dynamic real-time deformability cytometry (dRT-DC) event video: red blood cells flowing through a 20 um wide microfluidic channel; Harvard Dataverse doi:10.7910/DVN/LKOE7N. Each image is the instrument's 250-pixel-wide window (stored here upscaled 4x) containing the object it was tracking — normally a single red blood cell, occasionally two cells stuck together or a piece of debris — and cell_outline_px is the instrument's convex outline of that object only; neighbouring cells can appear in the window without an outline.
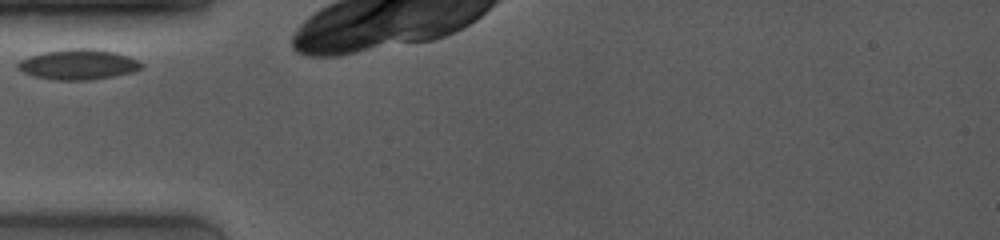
{"species": "common noctule bat (a hibernating species)", "species_latin": "Nyctalus noctula", "temperature_condition": "room temperature", "stored_images_in_passage": 36, "camera_frame_rate_fps": 4000, "um_per_image_px": 0.085, "animal": {"sex": "female", "body_mass_g": 19.0, "forearm_length_mm": 53.3}, "frame": {"image": 1, "passage_image": 1, "time_ms": 0.0, "image_size_px": [1000, 240], "cell_outline_px": [[144, 64], [140, 68], [132, 72], [112, 76], [88, 80], [56, 80], [32, 76], [16, 68], [16, 64], [20, 60], [44, 52], [68, 48], [92, 48], [112, 52], [128, 56]], "centroid_in_image_um": [6.62, 5.48], "position_along_channel_um": 78.4, "area_um2": 21.62}}
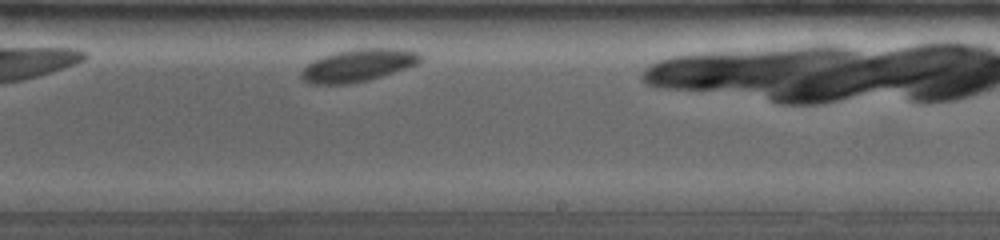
{"frame": {"image": 2, "passage_image": 21, "time_ms": 5.0, "image_size_px": [1000, 240], "cell_outline_px": [[424, 56], [416, 64], [380, 76], [348, 84], [312, 84], [304, 80], [300, 76], [300, 72], [312, 60], [336, 52], [360, 48], [392, 48], [420, 52]], "centroid_in_image_um": [30.42, 5.54], "position_along_channel_um": 258.6, "area_um2": 22.14}}
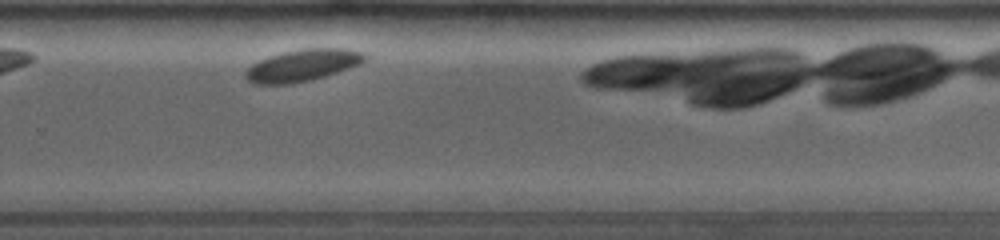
{"frame": {"image": 3, "passage_image": 26, "time_ms": 6.25, "image_size_px": [1000, 240], "cell_outline_px": [[368, 56], [360, 64], [312, 80], [288, 84], [252, 84], [244, 76], [244, 72], [252, 64], [260, 60], [284, 52], [308, 48], [348, 48], [364, 52]], "centroid_in_image_um": [25.73, 5.55], "position_along_channel_um": 304.1, "area_um2": 22.02}}